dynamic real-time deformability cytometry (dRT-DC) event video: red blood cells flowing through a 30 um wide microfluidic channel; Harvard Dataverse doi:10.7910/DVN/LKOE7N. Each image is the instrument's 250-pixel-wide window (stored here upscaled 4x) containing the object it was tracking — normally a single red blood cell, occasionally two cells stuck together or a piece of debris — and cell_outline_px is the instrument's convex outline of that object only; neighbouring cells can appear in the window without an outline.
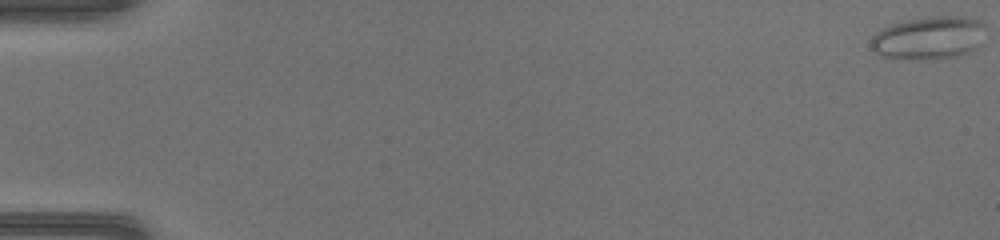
{"species": "common noctule bat (a hibernating species)", "species_latin": "Nyctalus noctula", "temperature_condition": "warm", "stored_images_in_passage": 50, "camera_frame_rate_fps": 3000, "um_per_image_px": 0.085, "animal": {"sex": "female", "body_mass_g": 17.0, "forearm_length_mm": 48.0}, "frame": {"image": 1, "passage_image": 1, "time_ms": 0.0, "image_size_px": [1000, 240], "cell_outline_px": [[984, 24], [976, 48], [968, 52], [956, 56], [908, 60], [884, 56], [876, 52], [872, 48], [872, 36], [876, 32], [892, 24], [908, 20], [940, 16], [960, 16], [980, 20]], "centroid_in_image_um": [78.92, 3.22], "position_along_channel_um": 6.1, "area_um2": 27.92}}
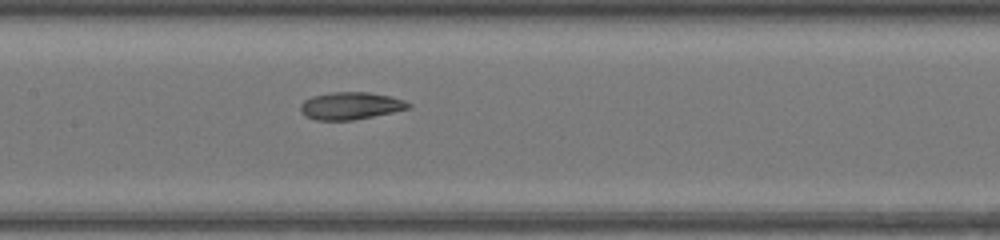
{"frame": {"image": 2, "passage_image": 26, "time_ms": 8.333, "image_size_px": [1000, 240], "cell_outline_px": [[412, 108], [352, 120], [316, 120], [304, 116], [300, 112], [300, 104], [304, 100], [312, 96], [332, 92], [368, 92], [388, 96], [404, 100], [412, 104]], "centroid_in_image_um": [29.77, 8.99], "position_along_channel_um": 177.6, "area_um2": 17.22}}
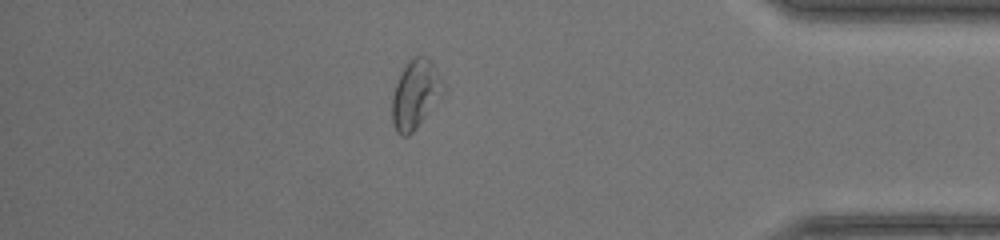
{"frame": {"image": 3, "passage_image": 44, "time_ms": 14.333, "image_size_px": [1000, 240], "cell_outline_px": [[448, 92], [416, 128], [408, 136], [400, 136], [396, 132], [392, 124], [392, 96], [396, 84], [408, 60], [412, 56], [428, 56], [440, 76]], "centroid_in_image_um": [35.35, 8.03], "position_along_channel_um": 399.8, "area_um2": 20.92}, "authors_computed_cell_mechanics": {"area_um2": 19.7965, "velocity_mm_per_s": 4.2566, "shape_relaxation_time_tau1_ms": null, "shape_relaxation_time_tau2_ms": 2.4178, "deformation_change_tau1": null, "deformation_change_tau2": 0.0775}}